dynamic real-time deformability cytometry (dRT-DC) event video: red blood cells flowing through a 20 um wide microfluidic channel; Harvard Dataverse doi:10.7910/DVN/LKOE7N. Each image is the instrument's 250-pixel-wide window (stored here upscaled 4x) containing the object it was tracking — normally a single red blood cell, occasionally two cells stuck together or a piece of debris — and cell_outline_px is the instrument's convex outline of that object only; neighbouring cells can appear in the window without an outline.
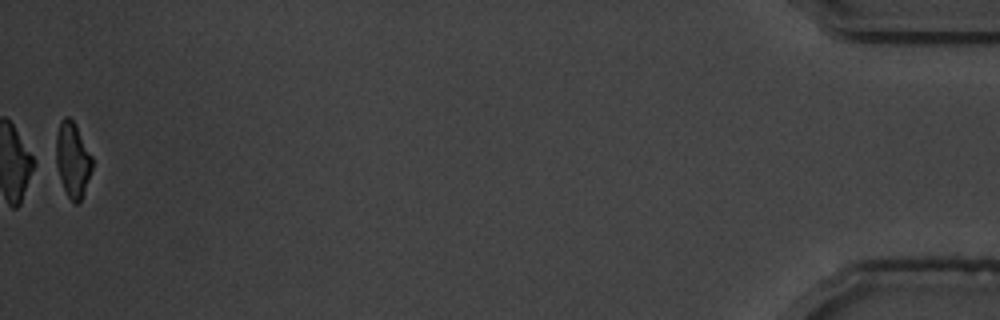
{"species": "common noctule bat (a hibernating species)", "species_latin": "Nyctalus noctula", "temperature_condition": "warm", "stored_images_in_passage": 46, "camera_frame_rate_fps": 3000, "um_per_image_px": 0.085, "animal": {"sex": "male", "body_mass_g": 19.5, "forearm_length_mm": 54.6}, "frame": {"image": 1, "passage_image": 46, "time_ms": 15.0, "image_size_px": [1000, 320], "cell_outline_px": [[92, 168], [84, 192], [80, 200], [76, 204], [68, 196], [48, 160], [56, 132], [60, 120], [64, 116], [68, 116], [76, 124], [92, 156]], "centroid_in_image_um": [6.03, 13.51], "position_along_channel_um": 429.2, "area_um2": 17.22}, "authors_computed_cell_mechanics": {"area_um2": 18.0336, "velocity_mm_per_s": 3.6602, "shape_relaxation_time_tau1_ms": 3.7596, "shape_relaxation_time_tau2_ms": 2.1114, "deformation_change_tau1": 0.1568, "deformation_change_tau2": 0.0811}}